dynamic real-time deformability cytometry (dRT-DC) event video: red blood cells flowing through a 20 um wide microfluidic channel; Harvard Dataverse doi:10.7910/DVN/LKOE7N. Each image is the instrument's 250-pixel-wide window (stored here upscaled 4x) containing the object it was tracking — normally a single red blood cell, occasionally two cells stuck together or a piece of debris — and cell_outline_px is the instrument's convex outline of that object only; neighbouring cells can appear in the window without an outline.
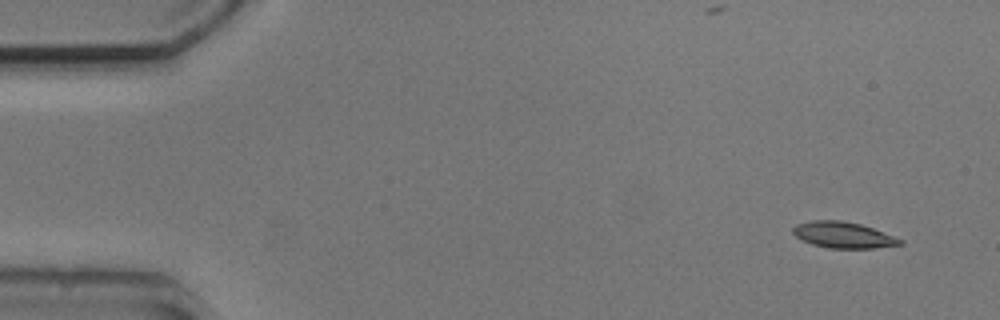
{"species": "common noctule bat (a hibernating species)", "species_latin": "Nyctalus noctula", "temperature_condition": "cold", "stored_images_in_passage": 2, "camera_frame_rate_fps": 3000, "um_per_image_px": 0.085, "animal": {"sex": "male", "body_mass_g": 20.5, "forearm_length_mm": 52.5}, "frame": {"image": 1, "passage_image": 2, "time_ms": 1.667, "image_size_px": [1000, 320], "cell_outline_px": [[904, 244], [876, 248], [828, 248], [812, 244], [800, 240], [792, 232], [792, 228], [796, 224], [812, 220], [840, 220], [860, 224], [872, 228], [904, 240]], "centroid_in_image_um": [71.66, 19.97], "position_along_channel_um": 13.3, "area_um2": 16.36}}